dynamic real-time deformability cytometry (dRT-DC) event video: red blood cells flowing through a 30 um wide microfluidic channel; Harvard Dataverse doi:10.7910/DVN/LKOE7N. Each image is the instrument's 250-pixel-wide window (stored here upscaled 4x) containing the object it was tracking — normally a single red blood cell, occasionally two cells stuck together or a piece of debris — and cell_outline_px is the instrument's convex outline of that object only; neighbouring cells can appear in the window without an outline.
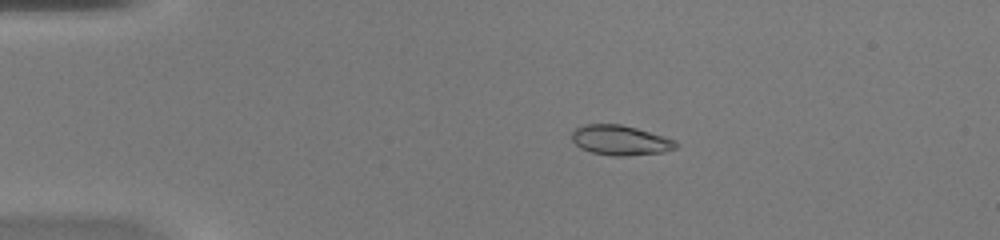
{"species": "common noctule bat (a hibernating species)", "species_latin": "Nyctalus noctula", "temperature_condition": "warm", "stored_images_in_passage": 42, "camera_frame_rate_fps": 3000, "um_per_image_px": 0.085, "animal": {"sex": "female", "body_mass_g": 20.0, "forearm_length_mm": 54.0}, "frame": {"image": 1, "passage_image": 3, "time_ms": 0.667, "image_size_px": [1000, 240], "cell_outline_px": [[680, 144], [676, 148], [664, 152], [628, 156], [612, 156], [592, 152], [580, 148], [572, 140], [572, 132], [576, 128], [588, 124], [620, 124], [636, 128], [664, 136], [676, 140]], "centroid_in_image_um": [52.77, 11.93], "position_along_channel_um": 32.2, "area_um2": 18.21}}
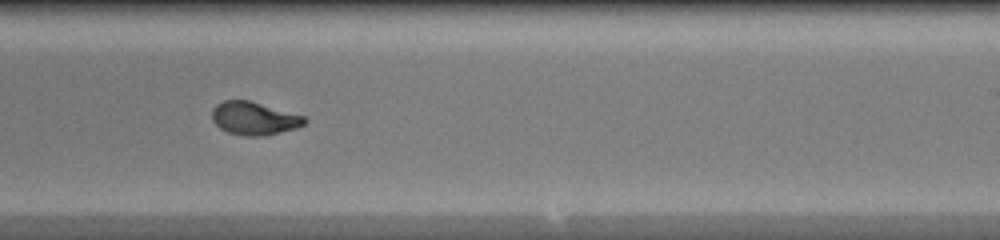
{"frame": {"image": 2, "passage_image": 24, "time_ms": 7.667, "image_size_px": [1000, 240], "cell_outline_px": [[308, 120], [304, 124], [296, 128], [264, 136], [244, 136], [228, 132], [220, 128], [212, 120], [212, 108], [216, 104], [224, 100], [248, 100], [304, 116]], "centroid_in_image_um": [21.58, 10.06], "position_along_channel_um": 267.4, "area_um2": 17.74}}
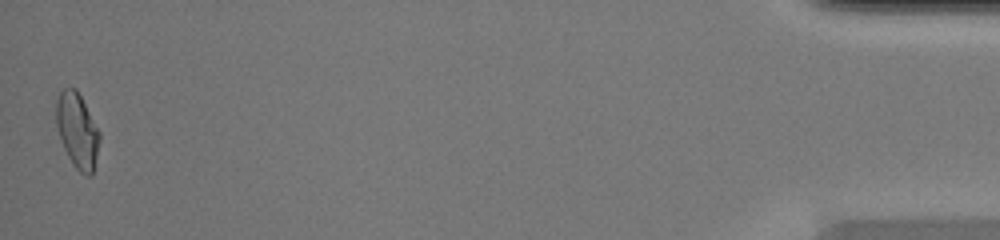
{"frame": {"image": 3, "passage_image": 42, "time_ms": 13.667, "image_size_px": [1000, 240], "cell_outline_px": [[100, 140], [92, 176], [84, 176], [72, 164], [64, 148], [56, 124], [56, 100], [60, 92], [64, 88], [76, 88], [100, 132]], "centroid_in_image_um": [6.58, 11.11], "position_along_channel_um": 428.6, "area_um2": 18.84}, "authors_computed_cell_mechanics": {"area_um2": 18.0625, "velocity_mm_per_s": 4.1928, "shape_relaxation_time_tau1_ms": 5.3031, "shape_relaxation_time_tau2_ms": null, "deformation_change_tau1": 0.2017, "deformation_change_tau2": null}}